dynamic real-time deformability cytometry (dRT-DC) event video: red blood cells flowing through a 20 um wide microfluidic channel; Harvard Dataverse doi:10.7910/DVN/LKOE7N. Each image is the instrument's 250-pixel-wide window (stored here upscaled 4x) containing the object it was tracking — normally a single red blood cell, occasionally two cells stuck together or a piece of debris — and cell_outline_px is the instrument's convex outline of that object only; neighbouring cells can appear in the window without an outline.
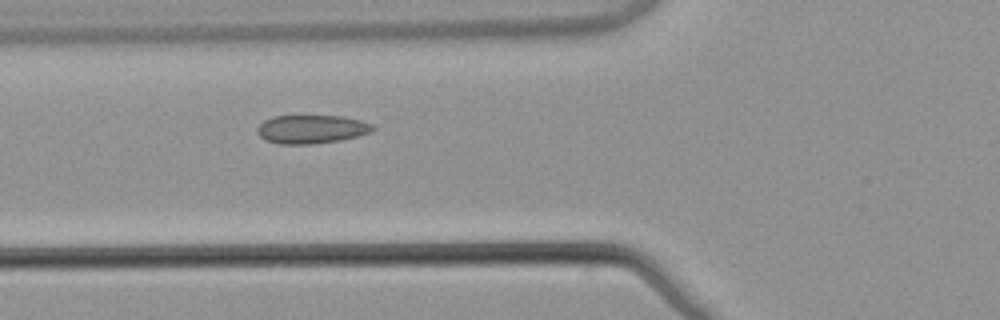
{"species": "common noctule bat (a hibernating species)", "species_latin": "Nyctalus noctula", "temperature_condition": "warm", "stored_images_in_passage": 5, "camera_frame_rate_fps": 3000, "um_per_image_px": 0.085, "animal": {"sex": "male", "body_mass_g": 21.5, "forearm_length_mm": 52.0}, "frame": {"image": 1, "passage_image": 5, "time_ms": 1.333, "image_size_px": [1000, 320], "cell_outline_px": [[376, 128], [372, 132], [340, 140], [312, 144], [280, 144], [268, 140], [260, 136], [256, 132], [256, 128], [264, 120], [272, 116], [344, 116], [360, 120], [372, 124]], "centroid_in_image_um": [26.48, 10.97], "position_along_channel_um": 99.3, "area_um2": 19.19}}